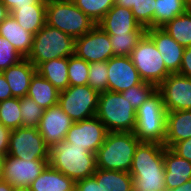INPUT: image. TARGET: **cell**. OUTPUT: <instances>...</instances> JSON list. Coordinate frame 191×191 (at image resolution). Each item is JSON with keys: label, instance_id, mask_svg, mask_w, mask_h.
<instances>
[{"label": "cell", "instance_id": "cell-1", "mask_svg": "<svg viewBox=\"0 0 191 191\" xmlns=\"http://www.w3.org/2000/svg\"><path fill=\"white\" fill-rule=\"evenodd\" d=\"M164 147L156 142L138 144L129 171L133 191H166Z\"/></svg>", "mask_w": 191, "mask_h": 191}, {"label": "cell", "instance_id": "cell-2", "mask_svg": "<svg viewBox=\"0 0 191 191\" xmlns=\"http://www.w3.org/2000/svg\"><path fill=\"white\" fill-rule=\"evenodd\" d=\"M49 164L74 182L93 176L97 169L96 154L65 140L50 147Z\"/></svg>", "mask_w": 191, "mask_h": 191}, {"label": "cell", "instance_id": "cell-3", "mask_svg": "<svg viewBox=\"0 0 191 191\" xmlns=\"http://www.w3.org/2000/svg\"><path fill=\"white\" fill-rule=\"evenodd\" d=\"M140 142L133 132H108L96 153L97 168L129 172Z\"/></svg>", "mask_w": 191, "mask_h": 191}, {"label": "cell", "instance_id": "cell-4", "mask_svg": "<svg viewBox=\"0 0 191 191\" xmlns=\"http://www.w3.org/2000/svg\"><path fill=\"white\" fill-rule=\"evenodd\" d=\"M167 110L161 93L156 90L136 110L134 135L141 142H156L164 145Z\"/></svg>", "mask_w": 191, "mask_h": 191}, {"label": "cell", "instance_id": "cell-5", "mask_svg": "<svg viewBox=\"0 0 191 191\" xmlns=\"http://www.w3.org/2000/svg\"><path fill=\"white\" fill-rule=\"evenodd\" d=\"M75 53V38L45 24L33 37L32 49L27 59L37 68L41 63L68 58Z\"/></svg>", "mask_w": 191, "mask_h": 191}, {"label": "cell", "instance_id": "cell-6", "mask_svg": "<svg viewBox=\"0 0 191 191\" xmlns=\"http://www.w3.org/2000/svg\"><path fill=\"white\" fill-rule=\"evenodd\" d=\"M96 117L108 132H133L135 129L136 110L119 92L99 93Z\"/></svg>", "mask_w": 191, "mask_h": 191}, {"label": "cell", "instance_id": "cell-7", "mask_svg": "<svg viewBox=\"0 0 191 191\" xmlns=\"http://www.w3.org/2000/svg\"><path fill=\"white\" fill-rule=\"evenodd\" d=\"M46 24L75 39L96 25L72 0H47Z\"/></svg>", "mask_w": 191, "mask_h": 191}, {"label": "cell", "instance_id": "cell-8", "mask_svg": "<svg viewBox=\"0 0 191 191\" xmlns=\"http://www.w3.org/2000/svg\"><path fill=\"white\" fill-rule=\"evenodd\" d=\"M131 61L141 79L157 87L171 74L153 40L145 33L131 52Z\"/></svg>", "mask_w": 191, "mask_h": 191}, {"label": "cell", "instance_id": "cell-9", "mask_svg": "<svg viewBox=\"0 0 191 191\" xmlns=\"http://www.w3.org/2000/svg\"><path fill=\"white\" fill-rule=\"evenodd\" d=\"M99 93L89 85L69 86L59 93L58 105L74 121L96 116Z\"/></svg>", "mask_w": 191, "mask_h": 191}, {"label": "cell", "instance_id": "cell-10", "mask_svg": "<svg viewBox=\"0 0 191 191\" xmlns=\"http://www.w3.org/2000/svg\"><path fill=\"white\" fill-rule=\"evenodd\" d=\"M50 147L38 128L19 127L10 134L8 154L23 160H49Z\"/></svg>", "mask_w": 191, "mask_h": 191}, {"label": "cell", "instance_id": "cell-11", "mask_svg": "<svg viewBox=\"0 0 191 191\" xmlns=\"http://www.w3.org/2000/svg\"><path fill=\"white\" fill-rule=\"evenodd\" d=\"M48 164L49 160H23L5 155L0 179L14 188L30 187Z\"/></svg>", "mask_w": 191, "mask_h": 191}, {"label": "cell", "instance_id": "cell-12", "mask_svg": "<svg viewBox=\"0 0 191 191\" xmlns=\"http://www.w3.org/2000/svg\"><path fill=\"white\" fill-rule=\"evenodd\" d=\"M107 134L108 130L105 125L94 116L86 120L74 122L66 134L65 141L96 154L104 143Z\"/></svg>", "mask_w": 191, "mask_h": 191}, {"label": "cell", "instance_id": "cell-13", "mask_svg": "<svg viewBox=\"0 0 191 191\" xmlns=\"http://www.w3.org/2000/svg\"><path fill=\"white\" fill-rule=\"evenodd\" d=\"M74 54L89 63L108 61L114 56L109 35L97 25L75 39Z\"/></svg>", "mask_w": 191, "mask_h": 191}, {"label": "cell", "instance_id": "cell-14", "mask_svg": "<svg viewBox=\"0 0 191 191\" xmlns=\"http://www.w3.org/2000/svg\"><path fill=\"white\" fill-rule=\"evenodd\" d=\"M157 90L167 111L191 110V78L171 73Z\"/></svg>", "mask_w": 191, "mask_h": 191}, {"label": "cell", "instance_id": "cell-15", "mask_svg": "<svg viewBox=\"0 0 191 191\" xmlns=\"http://www.w3.org/2000/svg\"><path fill=\"white\" fill-rule=\"evenodd\" d=\"M107 66L109 91L121 93L143 82L129 56H113Z\"/></svg>", "mask_w": 191, "mask_h": 191}, {"label": "cell", "instance_id": "cell-16", "mask_svg": "<svg viewBox=\"0 0 191 191\" xmlns=\"http://www.w3.org/2000/svg\"><path fill=\"white\" fill-rule=\"evenodd\" d=\"M74 121L57 104L44 110L38 125V131L44 142L52 147L56 142L64 141Z\"/></svg>", "mask_w": 191, "mask_h": 191}, {"label": "cell", "instance_id": "cell-17", "mask_svg": "<svg viewBox=\"0 0 191 191\" xmlns=\"http://www.w3.org/2000/svg\"><path fill=\"white\" fill-rule=\"evenodd\" d=\"M108 35L146 33V29L135 20L131 9L114 5L98 22Z\"/></svg>", "mask_w": 191, "mask_h": 191}, {"label": "cell", "instance_id": "cell-18", "mask_svg": "<svg viewBox=\"0 0 191 191\" xmlns=\"http://www.w3.org/2000/svg\"><path fill=\"white\" fill-rule=\"evenodd\" d=\"M146 34L153 40L160 52L165 67L170 73H178L185 47L177 43L161 27H151L146 29Z\"/></svg>", "mask_w": 191, "mask_h": 191}, {"label": "cell", "instance_id": "cell-19", "mask_svg": "<svg viewBox=\"0 0 191 191\" xmlns=\"http://www.w3.org/2000/svg\"><path fill=\"white\" fill-rule=\"evenodd\" d=\"M165 187L171 190L191 180V162L164 147Z\"/></svg>", "mask_w": 191, "mask_h": 191}, {"label": "cell", "instance_id": "cell-20", "mask_svg": "<svg viewBox=\"0 0 191 191\" xmlns=\"http://www.w3.org/2000/svg\"><path fill=\"white\" fill-rule=\"evenodd\" d=\"M35 72L36 67L27 58L2 71L13 97L27 96L30 81Z\"/></svg>", "mask_w": 191, "mask_h": 191}, {"label": "cell", "instance_id": "cell-21", "mask_svg": "<svg viewBox=\"0 0 191 191\" xmlns=\"http://www.w3.org/2000/svg\"><path fill=\"white\" fill-rule=\"evenodd\" d=\"M191 137V110L167 111L164 146L171 148L176 142Z\"/></svg>", "mask_w": 191, "mask_h": 191}, {"label": "cell", "instance_id": "cell-22", "mask_svg": "<svg viewBox=\"0 0 191 191\" xmlns=\"http://www.w3.org/2000/svg\"><path fill=\"white\" fill-rule=\"evenodd\" d=\"M47 0H39L35 5L14 9L10 15L26 31L35 35L46 24Z\"/></svg>", "mask_w": 191, "mask_h": 191}, {"label": "cell", "instance_id": "cell-23", "mask_svg": "<svg viewBox=\"0 0 191 191\" xmlns=\"http://www.w3.org/2000/svg\"><path fill=\"white\" fill-rule=\"evenodd\" d=\"M0 37L7 39L24 58L31 52L34 35L24 30L11 15L0 24Z\"/></svg>", "mask_w": 191, "mask_h": 191}, {"label": "cell", "instance_id": "cell-24", "mask_svg": "<svg viewBox=\"0 0 191 191\" xmlns=\"http://www.w3.org/2000/svg\"><path fill=\"white\" fill-rule=\"evenodd\" d=\"M29 188L31 191H75V182L48 164Z\"/></svg>", "mask_w": 191, "mask_h": 191}, {"label": "cell", "instance_id": "cell-25", "mask_svg": "<svg viewBox=\"0 0 191 191\" xmlns=\"http://www.w3.org/2000/svg\"><path fill=\"white\" fill-rule=\"evenodd\" d=\"M59 91L38 72L32 76L27 96L44 110L58 104Z\"/></svg>", "mask_w": 191, "mask_h": 191}, {"label": "cell", "instance_id": "cell-26", "mask_svg": "<svg viewBox=\"0 0 191 191\" xmlns=\"http://www.w3.org/2000/svg\"><path fill=\"white\" fill-rule=\"evenodd\" d=\"M36 72L49 81L59 92L69 87L68 58H56L43 62L36 68Z\"/></svg>", "mask_w": 191, "mask_h": 191}, {"label": "cell", "instance_id": "cell-27", "mask_svg": "<svg viewBox=\"0 0 191 191\" xmlns=\"http://www.w3.org/2000/svg\"><path fill=\"white\" fill-rule=\"evenodd\" d=\"M93 177L104 191H133L129 172L96 169Z\"/></svg>", "mask_w": 191, "mask_h": 191}, {"label": "cell", "instance_id": "cell-28", "mask_svg": "<svg viewBox=\"0 0 191 191\" xmlns=\"http://www.w3.org/2000/svg\"><path fill=\"white\" fill-rule=\"evenodd\" d=\"M161 28L183 47H191V12L189 10L176 16Z\"/></svg>", "mask_w": 191, "mask_h": 191}, {"label": "cell", "instance_id": "cell-29", "mask_svg": "<svg viewBox=\"0 0 191 191\" xmlns=\"http://www.w3.org/2000/svg\"><path fill=\"white\" fill-rule=\"evenodd\" d=\"M189 0H156L155 27H162L188 10Z\"/></svg>", "mask_w": 191, "mask_h": 191}, {"label": "cell", "instance_id": "cell-30", "mask_svg": "<svg viewBox=\"0 0 191 191\" xmlns=\"http://www.w3.org/2000/svg\"><path fill=\"white\" fill-rule=\"evenodd\" d=\"M20 98L12 97L0 102V122L10 130L22 127Z\"/></svg>", "mask_w": 191, "mask_h": 191}, {"label": "cell", "instance_id": "cell-31", "mask_svg": "<svg viewBox=\"0 0 191 191\" xmlns=\"http://www.w3.org/2000/svg\"><path fill=\"white\" fill-rule=\"evenodd\" d=\"M96 25L114 6L115 0H72Z\"/></svg>", "mask_w": 191, "mask_h": 191}, {"label": "cell", "instance_id": "cell-32", "mask_svg": "<svg viewBox=\"0 0 191 191\" xmlns=\"http://www.w3.org/2000/svg\"><path fill=\"white\" fill-rule=\"evenodd\" d=\"M89 62L75 54L68 57L69 86L88 85Z\"/></svg>", "mask_w": 191, "mask_h": 191}, {"label": "cell", "instance_id": "cell-33", "mask_svg": "<svg viewBox=\"0 0 191 191\" xmlns=\"http://www.w3.org/2000/svg\"><path fill=\"white\" fill-rule=\"evenodd\" d=\"M145 33L109 35L114 56H130Z\"/></svg>", "mask_w": 191, "mask_h": 191}, {"label": "cell", "instance_id": "cell-34", "mask_svg": "<svg viewBox=\"0 0 191 191\" xmlns=\"http://www.w3.org/2000/svg\"><path fill=\"white\" fill-rule=\"evenodd\" d=\"M156 0H134L131 8L135 20L145 29L155 27Z\"/></svg>", "mask_w": 191, "mask_h": 191}, {"label": "cell", "instance_id": "cell-35", "mask_svg": "<svg viewBox=\"0 0 191 191\" xmlns=\"http://www.w3.org/2000/svg\"><path fill=\"white\" fill-rule=\"evenodd\" d=\"M20 110L22 127L37 128L44 109L40 107L32 98L25 96L20 98Z\"/></svg>", "mask_w": 191, "mask_h": 191}, {"label": "cell", "instance_id": "cell-36", "mask_svg": "<svg viewBox=\"0 0 191 191\" xmlns=\"http://www.w3.org/2000/svg\"><path fill=\"white\" fill-rule=\"evenodd\" d=\"M88 85L98 93L108 90L107 61L89 63Z\"/></svg>", "mask_w": 191, "mask_h": 191}, {"label": "cell", "instance_id": "cell-37", "mask_svg": "<svg viewBox=\"0 0 191 191\" xmlns=\"http://www.w3.org/2000/svg\"><path fill=\"white\" fill-rule=\"evenodd\" d=\"M156 90V85L143 81L141 84L132 86L128 90H124L121 94L130 102L131 106L137 110Z\"/></svg>", "mask_w": 191, "mask_h": 191}, {"label": "cell", "instance_id": "cell-38", "mask_svg": "<svg viewBox=\"0 0 191 191\" xmlns=\"http://www.w3.org/2000/svg\"><path fill=\"white\" fill-rule=\"evenodd\" d=\"M23 59L24 57L17 52L7 39L0 37V72Z\"/></svg>", "mask_w": 191, "mask_h": 191}, {"label": "cell", "instance_id": "cell-39", "mask_svg": "<svg viewBox=\"0 0 191 191\" xmlns=\"http://www.w3.org/2000/svg\"><path fill=\"white\" fill-rule=\"evenodd\" d=\"M171 149L183 159L191 162V137L186 140L176 142Z\"/></svg>", "mask_w": 191, "mask_h": 191}, {"label": "cell", "instance_id": "cell-40", "mask_svg": "<svg viewBox=\"0 0 191 191\" xmlns=\"http://www.w3.org/2000/svg\"><path fill=\"white\" fill-rule=\"evenodd\" d=\"M75 191H104L96 181V179L91 176L82 180L75 182Z\"/></svg>", "mask_w": 191, "mask_h": 191}, {"label": "cell", "instance_id": "cell-41", "mask_svg": "<svg viewBox=\"0 0 191 191\" xmlns=\"http://www.w3.org/2000/svg\"><path fill=\"white\" fill-rule=\"evenodd\" d=\"M178 73L191 78V47H185Z\"/></svg>", "mask_w": 191, "mask_h": 191}, {"label": "cell", "instance_id": "cell-42", "mask_svg": "<svg viewBox=\"0 0 191 191\" xmlns=\"http://www.w3.org/2000/svg\"><path fill=\"white\" fill-rule=\"evenodd\" d=\"M12 130L5 127L0 122V153L4 156L8 154V147H9V140H10V134Z\"/></svg>", "mask_w": 191, "mask_h": 191}, {"label": "cell", "instance_id": "cell-43", "mask_svg": "<svg viewBox=\"0 0 191 191\" xmlns=\"http://www.w3.org/2000/svg\"><path fill=\"white\" fill-rule=\"evenodd\" d=\"M11 13L14 9H20L29 5H35L39 0H0Z\"/></svg>", "mask_w": 191, "mask_h": 191}, {"label": "cell", "instance_id": "cell-44", "mask_svg": "<svg viewBox=\"0 0 191 191\" xmlns=\"http://www.w3.org/2000/svg\"><path fill=\"white\" fill-rule=\"evenodd\" d=\"M12 97L10 86L3 73L0 72V102Z\"/></svg>", "mask_w": 191, "mask_h": 191}, {"label": "cell", "instance_id": "cell-45", "mask_svg": "<svg viewBox=\"0 0 191 191\" xmlns=\"http://www.w3.org/2000/svg\"><path fill=\"white\" fill-rule=\"evenodd\" d=\"M114 5L131 9L134 6V0H115Z\"/></svg>", "mask_w": 191, "mask_h": 191}, {"label": "cell", "instance_id": "cell-46", "mask_svg": "<svg viewBox=\"0 0 191 191\" xmlns=\"http://www.w3.org/2000/svg\"><path fill=\"white\" fill-rule=\"evenodd\" d=\"M10 15L8 8L0 1V24Z\"/></svg>", "mask_w": 191, "mask_h": 191}, {"label": "cell", "instance_id": "cell-47", "mask_svg": "<svg viewBox=\"0 0 191 191\" xmlns=\"http://www.w3.org/2000/svg\"><path fill=\"white\" fill-rule=\"evenodd\" d=\"M166 191H191V180H188L181 186H178L177 188L166 190Z\"/></svg>", "mask_w": 191, "mask_h": 191}, {"label": "cell", "instance_id": "cell-48", "mask_svg": "<svg viewBox=\"0 0 191 191\" xmlns=\"http://www.w3.org/2000/svg\"><path fill=\"white\" fill-rule=\"evenodd\" d=\"M0 191H14V187L0 179Z\"/></svg>", "mask_w": 191, "mask_h": 191}, {"label": "cell", "instance_id": "cell-49", "mask_svg": "<svg viewBox=\"0 0 191 191\" xmlns=\"http://www.w3.org/2000/svg\"><path fill=\"white\" fill-rule=\"evenodd\" d=\"M14 191H31L29 187L14 188Z\"/></svg>", "mask_w": 191, "mask_h": 191}, {"label": "cell", "instance_id": "cell-50", "mask_svg": "<svg viewBox=\"0 0 191 191\" xmlns=\"http://www.w3.org/2000/svg\"><path fill=\"white\" fill-rule=\"evenodd\" d=\"M3 160H4V155L0 153V175L2 172Z\"/></svg>", "mask_w": 191, "mask_h": 191}, {"label": "cell", "instance_id": "cell-51", "mask_svg": "<svg viewBox=\"0 0 191 191\" xmlns=\"http://www.w3.org/2000/svg\"><path fill=\"white\" fill-rule=\"evenodd\" d=\"M188 10L191 12V0H189Z\"/></svg>", "mask_w": 191, "mask_h": 191}]
</instances>
